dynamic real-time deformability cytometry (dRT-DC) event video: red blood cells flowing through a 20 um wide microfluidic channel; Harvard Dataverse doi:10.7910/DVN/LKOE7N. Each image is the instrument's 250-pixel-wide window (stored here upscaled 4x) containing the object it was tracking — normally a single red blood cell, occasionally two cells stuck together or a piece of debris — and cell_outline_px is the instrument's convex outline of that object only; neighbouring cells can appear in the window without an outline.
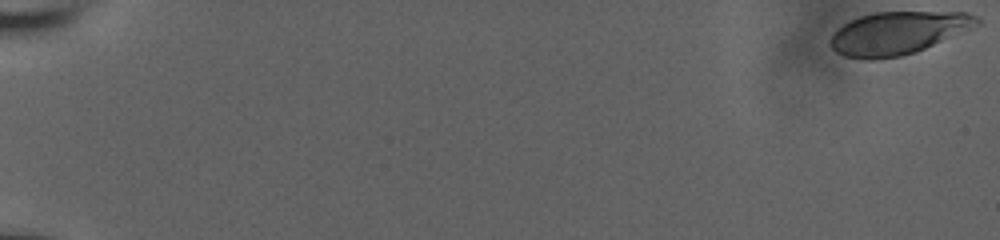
{"species": "human", "species_latin": "Homo sapiens", "temperature_condition": "room temperature", "stored_images_in_passage": 58, "camera_frame_rate_fps": 3000, "um_per_image_px": 0.085, "donor": {"sex": "male"}, "frame": {"image": 1, "passage_image": 1, "time_ms": 0.0, "image_size_px": [1000, 240], "cell_outline_px": [[980, 24], [916, 52], [900, 56], [876, 60], [864, 60], [844, 56], [836, 52], [828, 44], [828, 40], [844, 24], [860, 16], [876, 12], [968, 12], [976, 16], [980, 20]], "centroid_in_image_um": [76.3, 2.82], "position_along_channel_um": 8.7, "area_um2": 36.41}}
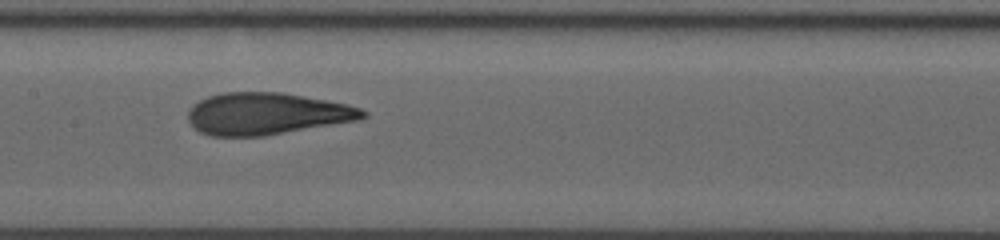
{"frame": {"image": 2, "passage_image": 32, "time_ms": 10.333, "image_size_px": [1000, 240], "cell_outline_px": [[368, 116], [360, 120], [264, 136], [212, 136], [200, 132], [188, 120], [188, 108], [192, 104], [208, 96], [224, 92], [284, 92], [348, 104], [360, 108], [368, 112]], "centroid_in_image_um": [22.69, 9.66], "position_along_channel_um": 184.7, "area_um2": 43.0}}
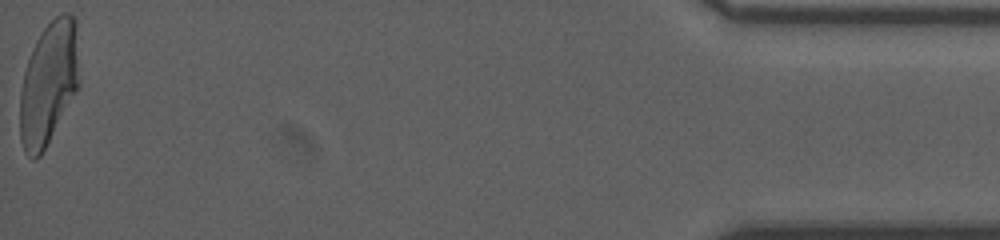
{"frame": {"image": 3, "passage_image": 58, "time_ms": 19.0, "image_size_px": [1000, 240], "cell_outline_px": [[80, 88], [40, 156], [36, 160], [32, 160], [24, 152], [20, 140], [20, 92], [24, 72], [32, 48], [36, 40], [44, 28], [60, 12], [72, 12], [76, 16], [80, 80]], "centroid_in_image_um": [4.17, 7.06], "position_along_channel_um": 431.0, "area_um2": 43.47}, "authors_computed_cell_mechanics": {"area_um2": 42.1651, "velocity_mm_per_s": 3.8263, "shape_relaxation_time_tau1_ms": 4.9312, "shape_relaxation_time_tau2_ms": 1.1325, "deformation_change_tau1": 0.1967, "deformation_change_tau2": 0.0912}}